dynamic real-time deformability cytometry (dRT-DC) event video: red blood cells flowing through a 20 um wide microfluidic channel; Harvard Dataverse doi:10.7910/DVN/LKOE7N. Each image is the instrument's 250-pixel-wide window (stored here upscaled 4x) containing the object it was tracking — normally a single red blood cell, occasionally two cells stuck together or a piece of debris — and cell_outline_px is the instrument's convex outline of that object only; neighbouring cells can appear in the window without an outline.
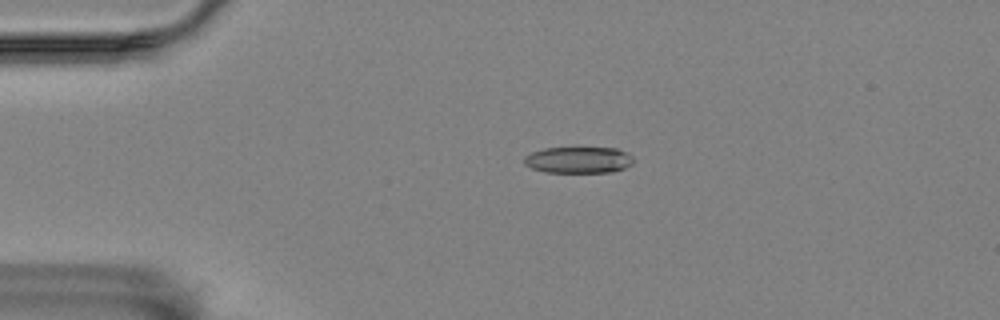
{"species": "Egyptian fruit bat (a non-hibernating species)", "species_latin": "Rousettus aegyptiacus", "temperature_condition": "room temperature", "stored_images_in_passage": 5, "camera_frame_rate_fps": 3000, "um_per_image_px": 0.085, "animal": {"sex": "female"}, "frame": {"image": 1, "passage_image": 4, "time_ms": 3.667, "image_size_px": [1000, 320], "cell_outline_px": [[632, 164], [624, 168], [612, 172], [548, 172], [532, 168], [524, 164], [524, 156], [532, 152], [544, 148], [576, 144], [616, 148], [632, 156]], "centroid_in_image_um": [49.15, 13.53], "position_along_channel_um": 35.8, "area_um2": 17.69}}